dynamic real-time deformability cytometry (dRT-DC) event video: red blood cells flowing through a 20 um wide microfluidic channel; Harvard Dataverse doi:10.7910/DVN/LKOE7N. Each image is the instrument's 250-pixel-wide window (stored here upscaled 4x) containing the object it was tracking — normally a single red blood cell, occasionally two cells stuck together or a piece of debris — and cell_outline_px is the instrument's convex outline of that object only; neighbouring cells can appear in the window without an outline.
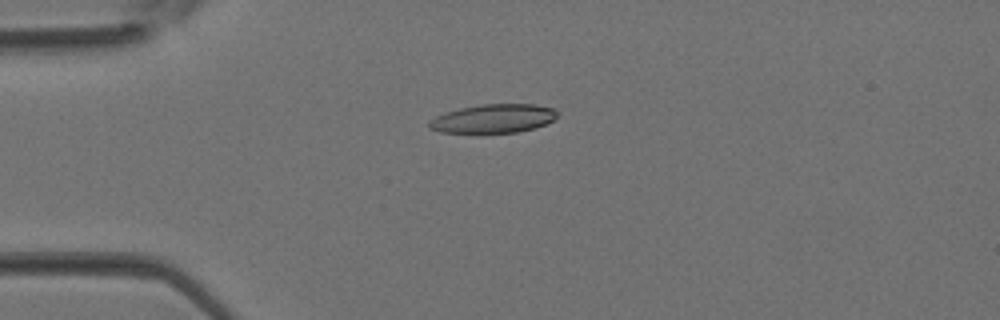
{"species": "Egyptian fruit bat (a non-hibernating species)", "species_latin": "Rousettus aegyptiacus", "temperature_condition": "room temperature", "stored_images_in_passage": 2, "camera_frame_rate_fps": 3000, "um_per_image_px": 0.085, "animal": {"sex": "female"}, "frame": {"image": 1, "passage_image": 2, "time_ms": 0.333, "image_size_px": [1000, 320], "cell_outline_px": [[556, 116], [552, 120], [536, 128], [516, 132], [440, 132], [428, 128], [428, 120], [444, 112], [460, 108], [480, 104], [536, 104], [556, 108]], "centroid_in_image_um": [41.91, 10.06], "position_along_channel_um": 43.1, "area_um2": 21.44}}